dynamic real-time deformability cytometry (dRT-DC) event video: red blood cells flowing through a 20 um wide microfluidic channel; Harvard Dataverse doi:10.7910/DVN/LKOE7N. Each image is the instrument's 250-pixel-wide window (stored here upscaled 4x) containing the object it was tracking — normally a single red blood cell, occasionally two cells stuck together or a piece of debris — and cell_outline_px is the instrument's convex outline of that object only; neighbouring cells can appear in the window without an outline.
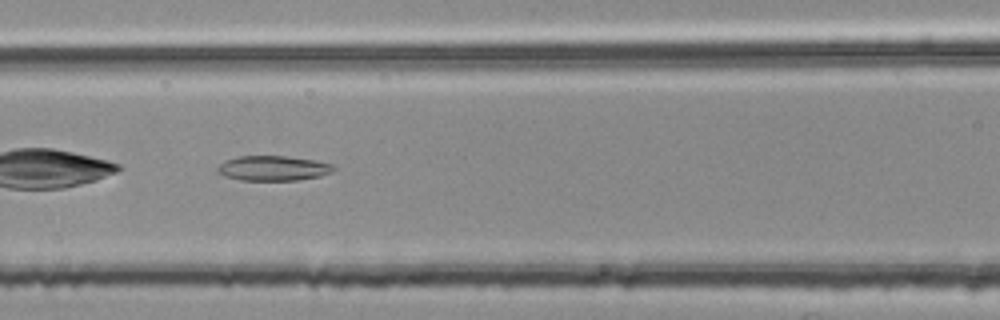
{"species": "common noctule bat (a hibernating species)", "species_latin": "Nyctalus noctula", "temperature_condition": "room temperature", "stored_images_in_passage": 44, "camera_frame_rate_fps": 3000, "um_per_image_px": 0.085, "animal": {"sex": "female", "body_mass_g": 25.1}, "frame": {"image": 1, "passage_image": 15, "time_ms": 4.667, "image_size_px": [1000, 320], "cell_outline_px": [[336, 168], [332, 172], [320, 176], [296, 180], [240, 180], [224, 176], [216, 168], [224, 160], [236, 156], [284, 156], [316, 160], [336, 164]], "centroid_in_image_um": [23.25, 14.29], "position_along_channel_um": 143.4, "area_um2": 16.99}}
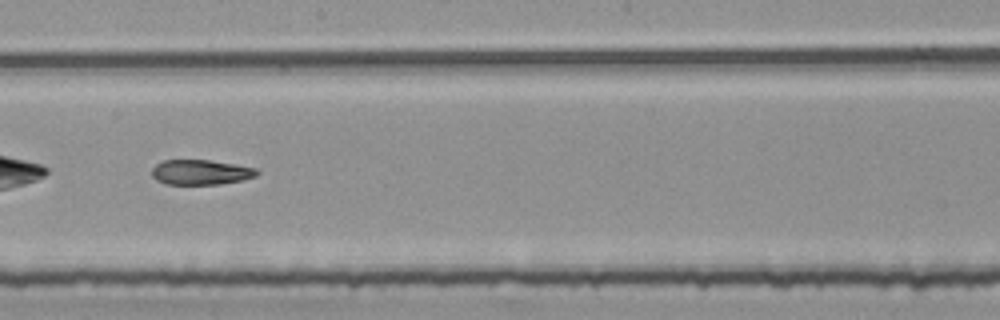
{"frame": {"image": 2, "passage_image": 22, "time_ms": 7.0, "image_size_px": [1000, 320], "cell_outline_px": [[260, 172], [256, 176], [240, 180], [220, 184], [168, 184], [156, 180], [152, 176], [152, 168], [156, 164], [164, 160], [208, 160], [256, 168]], "centroid_in_image_um": [17.04, 14.64], "position_along_channel_um": 231.2, "area_um2": 15.14}}
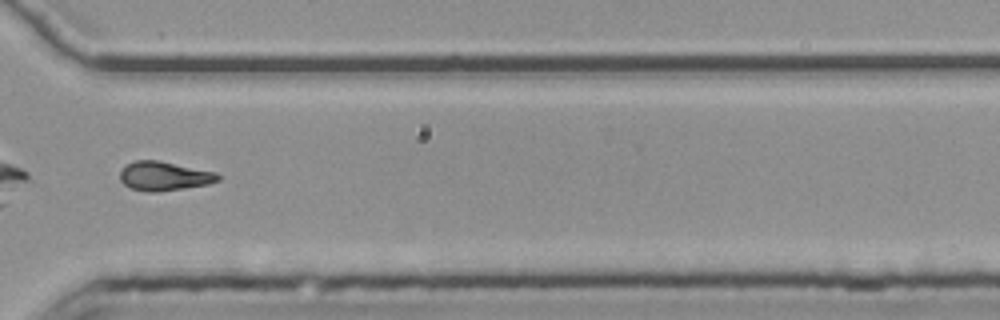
{"frame": {"image": 3, "passage_image": 32, "time_ms": 10.333, "image_size_px": [1000, 320], "cell_outline_px": [[220, 180], [208, 184], [156, 192], [152, 192], [132, 188], [124, 184], [120, 180], [120, 172], [128, 164], [136, 160], [156, 160], [216, 172], [220, 176]], "centroid_in_image_um": [13.96, 14.96], "position_along_channel_um": 356.6, "area_um2": 16.24}, "authors_computed_cell_mechanics": {"area_um2": 16.5019, "velocity_mm_per_s": 3.7675, "shape_relaxation_time_tau1_ms": null, "shape_relaxation_time_tau2_ms": 7.4572, "deformation_change_tau1": null, "deformation_change_tau2": 0.1546}}